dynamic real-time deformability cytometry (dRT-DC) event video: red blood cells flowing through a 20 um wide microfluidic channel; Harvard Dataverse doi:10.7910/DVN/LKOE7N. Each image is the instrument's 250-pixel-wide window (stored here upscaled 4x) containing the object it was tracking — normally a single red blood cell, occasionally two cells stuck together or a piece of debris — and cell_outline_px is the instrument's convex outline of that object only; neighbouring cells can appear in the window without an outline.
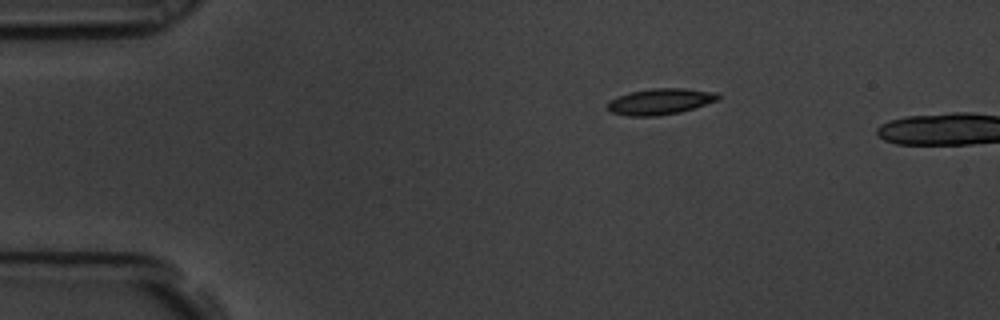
{"species": "common noctule bat (a hibernating species)", "species_latin": "Nyctalus noctula", "temperature_condition": "room temperature", "stored_images_in_passage": 2, "camera_frame_rate_fps": 3000, "um_per_image_px": 0.085, "animal": {"sex": "male", "body_mass_g": 19.5, "forearm_length_mm": 54.6}, "frame": {"image": 1, "passage_image": 1, "time_ms": 0.0, "image_size_px": [1000, 320], "cell_outline_px": [[720, 96], [716, 100], [680, 112], [656, 116], [628, 116], [612, 112], [608, 108], [608, 100], [616, 96], [628, 92], [652, 88], [684, 88], [716, 92]], "centroid_in_image_um": [56.06, 8.62], "position_along_channel_um": 28.9, "area_um2": 16.7}}